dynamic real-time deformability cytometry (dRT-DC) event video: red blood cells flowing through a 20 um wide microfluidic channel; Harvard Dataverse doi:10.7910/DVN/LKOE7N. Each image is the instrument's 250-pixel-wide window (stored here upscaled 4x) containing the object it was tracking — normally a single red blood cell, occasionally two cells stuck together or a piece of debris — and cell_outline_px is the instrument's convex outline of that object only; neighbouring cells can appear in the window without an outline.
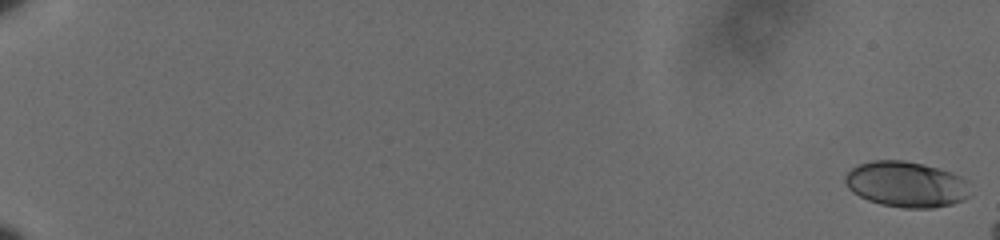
{"species": "human", "species_latin": "Homo sapiens", "temperature_condition": "cold", "stored_images_in_passage": 18, "camera_frame_rate_fps": 3000, "um_per_image_px": 0.085, "donor": {"sex": "male"}, "frame": {"image": 1, "passage_image": 1, "time_ms": 0.0, "image_size_px": [1000, 240], "cell_outline_px": [[968, 196], [964, 200], [952, 204], [932, 208], [904, 208], [880, 204], [868, 200], [852, 192], [848, 188], [844, 180], [844, 176], [852, 168], [860, 164], [872, 160], [904, 160], [924, 164], [952, 172], [968, 180]], "centroid_in_image_um": [77.03, 15.66], "position_along_channel_um": 8.0, "area_um2": 33.47}}